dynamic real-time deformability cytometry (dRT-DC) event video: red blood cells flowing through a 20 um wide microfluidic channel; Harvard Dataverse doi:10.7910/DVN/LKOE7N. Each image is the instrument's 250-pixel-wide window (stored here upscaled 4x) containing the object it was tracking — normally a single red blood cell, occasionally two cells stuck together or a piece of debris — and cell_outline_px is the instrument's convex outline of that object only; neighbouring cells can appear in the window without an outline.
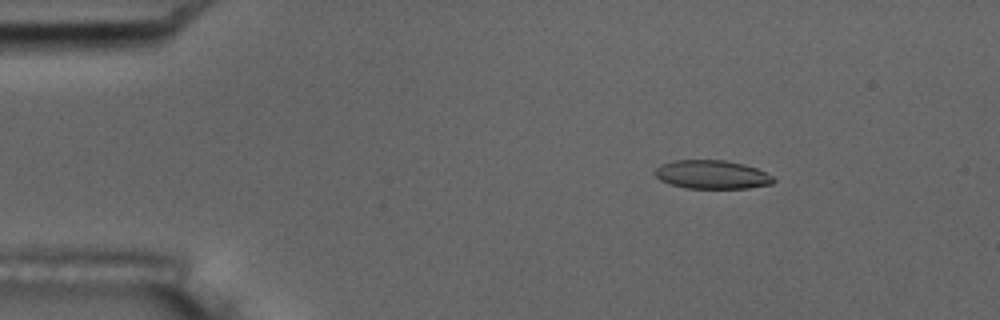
{"species": "common noctule bat (a hibernating species)", "species_latin": "Nyctalus noctula", "temperature_condition": "room temperature", "stored_images_in_passage": 4, "camera_frame_rate_fps": 3000, "um_per_image_px": 0.085, "animal": {"sex": "male", "body_mass_g": 17.5, "forearm_length_mm": 52.3}, "frame": {"image": 1, "passage_image": 1, "time_ms": 0.0, "image_size_px": [1000, 320], "cell_outline_px": [[776, 180], [772, 184], [748, 188], [688, 188], [672, 184], [660, 180], [652, 172], [660, 164], [672, 160], [724, 160], [744, 164], [756, 168], [772, 176]], "centroid_in_image_um": [60.5, 14.83], "position_along_channel_um": 24.5, "area_um2": 19.77}}